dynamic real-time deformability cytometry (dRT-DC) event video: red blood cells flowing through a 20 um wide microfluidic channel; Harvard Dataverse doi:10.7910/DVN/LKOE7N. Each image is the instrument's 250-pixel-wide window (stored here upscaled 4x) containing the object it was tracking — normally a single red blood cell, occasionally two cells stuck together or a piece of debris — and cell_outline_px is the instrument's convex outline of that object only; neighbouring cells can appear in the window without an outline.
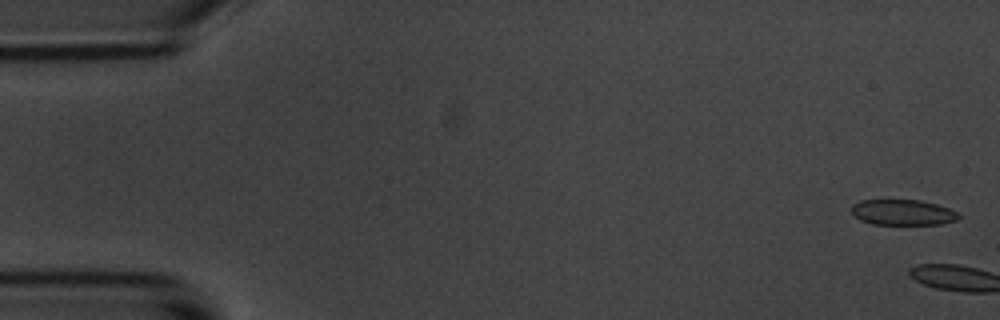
{"species": "common noctule bat (a hibernating species)", "species_latin": "Nyctalus noctula", "temperature_condition": "room temperature", "stored_images_in_passage": 3, "camera_frame_rate_fps": 3000, "um_per_image_px": 0.085, "animal": {"sex": "male", "body_mass_g": 20.1, "forearm_length_mm": 53.5}, "frame": {"image": 1, "passage_image": 1, "time_ms": 0.0, "image_size_px": [1000, 320], "cell_outline_px": [[960, 216], [956, 220], [940, 224], [872, 224], [860, 220], [852, 212], [852, 204], [860, 200], [920, 200], [936, 204], [948, 208], [956, 212]], "centroid_in_image_um": [76.71, 18.05], "position_along_channel_um": 8.3, "area_um2": 15.84}}